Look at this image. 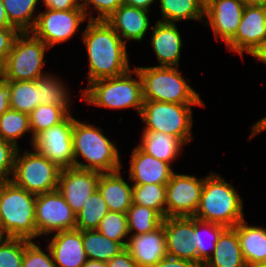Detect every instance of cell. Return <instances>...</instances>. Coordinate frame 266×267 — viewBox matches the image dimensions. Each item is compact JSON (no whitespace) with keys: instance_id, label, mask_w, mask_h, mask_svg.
Returning a JSON list of instances; mask_svg holds the SVG:
<instances>
[{"instance_id":"cell-48","label":"cell","mask_w":266,"mask_h":267,"mask_svg":"<svg viewBox=\"0 0 266 267\" xmlns=\"http://www.w3.org/2000/svg\"><path fill=\"white\" fill-rule=\"evenodd\" d=\"M155 0H124V4L140 9L150 11L149 7Z\"/></svg>"},{"instance_id":"cell-42","label":"cell","mask_w":266,"mask_h":267,"mask_svg":"<svg viewBox=\"0 0 266 267\" xmlns=\"http://www.w3.org/2000/svg\"><path fill=\"white\" fill-rule=\"evenodd\" d=\"M17 150L14 144L0 137V181L10 180Z\"/></svg>"},{"instance_id":"cell-2","label":"cell","mask_w":266,"mask_h":267,"mask_svg":"<svg viewBox=\"0 0 266 267\" xmlns=\"http://www.w3.org/2000/svg\"><path fill=\"white\" fill-rule=\"evenodd\" d=\"M72 140L74 167L101 173L121 169L118 147L103 134L100 127L80 122L73 117ZM81 157L84 159L82 162L78 161Z\"/></svg>"},{"instance_id":"cell-1","label":"cell","mask_w":266,"mask_h":267,"mask_svg":"<svg viewBox=\"0 0 266 267\" xmlns=\"http://www.w3.org/2000/svg\"><path fill=\"white\" fill-rule=\"evenodd\" d=\"M82 35L89 59L88 84L123 75L131 69L127 44L105 20H87Z\"/></svg>"},{"instance_id":"cell-4","label":"cell","mask_w":266,"mask_h":267,"mask_svg":"<svg viewBox=\"0 0 266 267\" xmlns=\"http://www.w3.org/2000/svg\"><path fill=\"white\" fill-rule=\"evenodd\" d=\"M133 74L137 77H132ZM80 90L81 99L93 106L117 110L133 108L139 115L141 113L144 101L142 80L136 68L117 77L95 80Z\"/></svg>"},{"instance_id":"cell-26","label":"cell","mask_w":266,"mask_h":267,"mask_svg":"<svg viewBox=\"0 0 266 267\" xmlns=\"http://www.w3.org/2000/svg\"><path fill=\"white\" fill-rule=\"evenodd\" d=\"M140 141L138 146L144 152L170 165L185 145L177 137L158 131H143Z\"/></svg>"},{"instance_id":"cell-7","label":"cell","mask_w":266,"mask_h":267,"mask_svg":"<svg viewBox=\"0 0 266 267\" xmlns=\"http://www.w3.org/2000/svg\"><path fill=\"white\" fill-rule=\"evenodd\" d=\"M205 104H178L144 100L140 118L145 123L143 131H158L173 135L184 144L192 141L193 116L191 107Z\"/></svg>"},{"instance_id":"cell-10","label":"cell","mask_w":266,"mask_h":267,"mask_svg":"<svg viewBox=\"0 0 266 267\" xmlns=\"http://www.w3.org/2000/svg\"><path fill=\"white\" fill-rule=\"evenodd\" d=\"M37 15L31 33L42 40L50 49L54 45L70 40L80 28V23L87 20L83 9H45Z\"/></svg>"},{"instance_id":"cell-20","label":"cell","mask_w":266,"mask_h":267,"mask_svg":"<svg viewBox=\"0 0 266 267\" xmlns=\"http://www.w3.org/2000/svg\"><path fill=\"white\" fill-rule=\"evenodd\" d=\"M151 46L156 54L160 65L157 67H179L181 56V47L183 40L176 26V23L156 21L154 26L150 27Z\"/></svg>"},{"instance_id":"cell-21","label":"cell","mask_w":266,"mask_h":267,"mask_svg":"<svg viewBox=\"0 0 266 267\" xmlns=\"http://www.w3.org/2000/svg\"><path fill=\"white\" fill-rule=\"evenodd\" d=\"M48 247L56 267H83L87 261L83 248L82 231L65 230L56 232Z\"/></svg>"},{"instance_id":"cell-51","label":"cell","mask_w":266,"mask_h":267,"mask_svg":"<svg viewBox=\"0 0 266 267\" xmlns=\"http://www.w3.org/2000/svg\"><path fill=\"white\" fill-rule=\"evenodd\" d=\"M83 267H107L106 262L87 259Z\"/></svg>"},{"instance_id":"cell-55","label":"cell","mask_w":266,"mask_h":267,"mask_svg":"<svg viewBox=\"0 0 266 267\" xmlns=\"http://www.w3.org/2000/svg\"><path fill=\"white\" fill-rule=\"evenodd\" d=\"M205 9L213 0H197Z\"/></svg>"},{"instance_id":"cell-17","label":"cell","mask_w":266,"mask_h":267,"mask_svg":"<svg viewBox=\"0 0 266 267\" xmlns=\"http://www.w3.org/2000/svg\"><path fill=\"white\" fill-rule=\"evenodd\" d=\"M167 255L197 263L194 243V217H165Z\"/></svg>"},{"instance_id":"cell-52","label":"cell","mask_w":266,"mask_h":267,"mask_svg":"<svg viewBox=\"0 0 266 267\" xmlns=\"http://www.w3.org/2000/svg\"><path fill=\"white\" fill-rule=\"evenodd\" d=\"M254 57L266 64V42L262 46V48L254 55Z\"/></svg>"},{"instance_id":"cell-22","label":"cell","mask_w":266,"mask_h":267,"mask_svg":"<svg viewBox=\"0 0 266 267\" xmlns=\"http://www.w3.org/2000/svg\"><path fill=\"white\" fill-rule=\"evenodd\" d=\"M147 10L122 4L105 21L126 44L130 40L142 41L150 22Z\"/></svg>"},{"instance_id":"cell-38","label":"cell","mask_w":266,"mask_h":267,"mask_svg":"<svg viewBox=\"0 0 266 267\" xmlns=\"http://www.w3.org/2000/svg\"><path fill=\"white\" fill-rule=\"evenodd\" d=\"M97 230L105 237L120 242L126 247L127 241L125 238L128 240L129 237L127 214L109 211L100 221Z\"/></svg>"},{"instance_id":"cell-5","label":"cell","mask_w":266,"mask_h":267,"mask_svg":"<svg viewBox=\"0 0 266 267\" xmlns=\"http://www.w3.org/2000/svg\"><path fill=\"white\" fill-rule=\"evenodd\" d=\"M36 196L11 180L0 181V226L7 238L32 241L37 237Z\"/></svg>"},{"instance_id":"cell-30","label":"cell","mask_w":266,"mask_h":267,"mask_svg":"<svg viewBox=\"0 0 266 267\" xmlns=\"http://www.w3.org/2000/svg\"><path fill=\"white\" fill-rule=\"evenodd\" d=\"M10 24L20 33L31 32L38 15H35L39 0H2Z\"/></svg>"},{"instance_id":"cell-54","label":"cell","mask_w":266,"mask_h":267,"mask_svg":"<svg viewBox=\"0 0 266 267\" xmlns=\"http://www.w3.org/2000/svg\"><path fill=\"white\" fill-rule=\"evenodd\" d=\"M3 79H5V76H4V60H2L0 58V81H2Z\"/></svg>"},{"instance_id":"cell-40","label":"cell","mask_w":266,"mask_h":267,"mask_svg":"<svg viewBox=\"0 0 266 267\" xmlns=\"http://www.w3.org/2000/svg\"><path fill=\"white\" fill-rule=\"evenodd\" d=\"M47 249L48 254L40 248V245L30 241L24 250L22 267H56L48 246Z\"/></svg>"},{"instance_id":"cell-24","label":"cell","mask_w":266,"mask_h":267,"mask_svg":"<svg viewBox=\"0 0 266 267\" xmlns=\"http://www.w3.org/2000/svg\"><path fill=\"white\" fill-rule=\"evenodd\" d=\"M246 264L266 263V227L249 226L245 219L233 227Z\"/></svg>"},{"instance_id":"cell-53","label":"cell","mask_w":266,"mask_h":267,"mask_svg":"<svg viewBox=\"0 0 266 267\" xmlns=\"http://www.w3.org/2000/svg\"><path fill=\"white\" fill-rule=\"evenodd\" d=\"M245 5L266 6V0H242Z\"/></svg>"},{"instance_id":"cell-14","label":"cell","mask_w":266,"mask_h":267,"mask_svg":"<svg viewBox=\"0 0 266 267\" xmlns=\"http://www.w3.org/2000/svg\"><path fill=\"white\" fill-rule=\"evenodd\" d=\"M266 42V6L246 5L235 36L226 44L230 52L243 58L244 52L254 55Z\"/></svg>"},{"instance_id":"cell-39","label":"cell","mask_w":266,"mask_h":267,"mask_svg":"<svg viewBox=\"0 0 266 267\" xmlns=\"http://www.w3.org/2000/svg\"><path fill=\"white\" fill-rule=\"evenodd\" d=\"M30 240L6 238L0 244V267H22L24 250Z\"/></svg>"},{"instance_id":"cell-50","label":"cell","mask_w":266,"mask_h":267,"mask_svg":"<svg viewBox=\"0 0 266 267\" xmlns=\"http://www.w3.org/2000/svg\"><path fill=\"white\" fill-rule=\"evenodd\" d=\"M0 27H13L7 18L2 0H0Z\"/></svg>"},{"instance_id":"cell-45","label":"cell","mask_w":266,"mask_h":267,"mask_svg":"<svg viewBox=\"0 0 266 267\" xmlns=\"http://www.w3.org/2000/svg\"><path fill=\"white\" fill-rule=\"evenodd\" d=\"M106 264L107 267H139L126 249L115 255Z\"/></svg>"},{"instance_id":"cell-19","label":"cell","mask_w":266,"mask_h":267,"mask_svg":"<svg viewBox=\"0 0 266 267\" xmlns=\"http://www.w3.org/2000/svg\"><path fill=\"white\" fill-rule=\"evenodd\" d=\"M128 179L132 184H167L175 172L171 165L144 152L139 146L132 150Z\"/></svg>"},{"instance_id":"cell-35","label":"cell","mask_w":266,"mask_h":267,"mask_svg":"<svg viewBox=\"0 0 266 267\" xmlns=\"http://www.w3.org/2000/svg\"><path fill=\"white\" fill-rule=\"evenodd\" d=\"M109 212L106 202L96 190L87 198L83 208L76 214L77 230H96L100 221Z\"/></svg>"},{"instance_id":"cell-23","label":"cell","mask_w":266,"mask_h":267,"mask_svg":"<svg viewBox=\"0 0 266 267\" xmlns=\"http://www.w3.org/2000/svg\"><path fill=\"white\" fill-rule=\"evenodd\" d=\"M97 190L107 204L109 211L127 213L133 203L132 185L121 176V169L115 172L101 173Z\"/></svg>"},{"instance_id":"cell-18","label":"cell","mask_w":266,"mask_h":267,"mask_svg":"<svg viewBox=\"0 0 266 267\" xmlns=\"http://www.w3.org/2000/svg\"><path fill=\"white\" fill-rule=\"evenodd\" d=\"M125 249L139 267H154L167 256L163 224L152 232L130 235Z\"/></svg>"},{"instance_id":"cell-27","label":"cell","mask_w":266,"mask_h":267,"mask_svg":"<svg viewBox=\"0 0 266 267\" xmlns=\"http://www.w3.org/2000/svg\"><path fill=\"white\" fill-rule=\"evenodd\" d=\"M83 248L87 259L108 262L125 247L117 241L105 237L96 230L82 231Z\"/></svg>"},{"instance_id":"cell-34","label":"cell","mask_w":266,"mask_h":267,"mask_svg":"<svg viewBox=\"0 0 266 267\" xmlns=\"http://www.w3.org/2000/svg\"><path fill=\"white\" fill-rule=\"evenodd\" d=\"M129 235H139L154 231L162 225L163 217L154 209L134 204L127 210Z\"/></svg>"},{"instance_id":"cell-12","label":"cell","mask_w":266,"mask_h":267,"mask_svg":"<svg viewBox=\"0 0 266 267\" xmlns=\"http://www.w3.org/2000/svg\"><path fill=\"white\" fill-rule=\"evenodd\" d=\"M72 132L73 117L70 114L58 125L38 133L34 137L32 149L45 156L60 169L74 167Z\"/></svg>"},{"instance_id":"cell-41","label":"cell","mask_w":266,"mask_h":267,"mask_svg":"<svg viewBox=\"0 0 266 267\" xmlns=\"http://www.w3.org/2000/svg\"><path fill=\"white\" fill-rule=\"evenodd\" d=\"M80 7L84 10V13L88 20H106L113 12H115L122 4L124 0H80ZM93 5L94 11L98 12V16H92L90 12L87 11L88 8L91 9ZM91 15V16H90ZM90 16V17H89Z\"/></svg>"},{"instance_id":"cell-25","label":"cell","mask_w":266,"mask_h":267,"mask_svg":"<svg viewBox=\"0 0 266 267\" xmlns=\"http://www.w3.org/2000/svg\"><path fill=\"white\" fill-rule=\"evenodd\" d=\"M239 237L233 227H227L220 235L212 257L203 267H245Z\"/></svg>"},{"instance_id":"cell-31","label":"cell","mask_w":266,"mask_h":267,"mask_svg":"<svg viewBox=\"0 0 266 267\" xmlns=\"http://www.w3.org/2000/svg\"><path fill=\"white\" fill-rule=\"evenodd\" d=\"M10 109L30 114L39 105L35 81H7Z\"/></svg>"},{"instance_id":"cell-16","label":"cell","mask_w":266,"mask_h":267,"mask_svg":"<svg viewBox=\"0 0 266 267\" xmlns=\"http://www.w3.org/2000/svg\"><path fill=\"white\" fill-rule=\"evenodd\" d=\"M245 4L242 0H213L205 9L204 17L214 33L215 40L221 38L227 44L240 24Z\"/></svg>"},{"instance_id":"cell-3","label":"cell","mask_w":266,"mask_h":267,"mask_svg":"<svg viewBox=\"0 0 266 267\" xmlns=\"http://www.w3.org/2000/svg\"><path fill=\"white\" fill-rule=\"evenodd\" d=\"M243 200L235 187L220 174L210 173L204 177L200 203L194 218L235 227L244 219Z\"/></svg>"},{"instance_id":"cell-8","label":"cell","mask_w":266,"mask_h":267,"mask_svg":"<svg viewBox=\"0 0 266 267\" xmlns=\"http://www.w3.org/2000/svg\"><path fill=\"white\" fill-rule=\"evenodd\" d=\"M50 48L31 32H22L16 38L11 52L4 60L7 81H35L47 73L42 72L47 63L45 51Z\"/></svg>"},{"instance_id":"cell-13","label":"cell","mask_w":266,"mask_h":267,"mask_svg":"<svg viewBox=\"0 0 266 267\" xmlns=\"http://www.w3.org/2000/svg\"><path fill=\"white\" fill-rule=\"evenodd\" d=\"M204 178L173 173L166 184V217H194Z\"/></svg>"},{"instance_id":"cell-9","label":"cell","mask_w":266,"mask_h":267,"mask_svg":"<svg viewBox=\"0 0 266 267\" xmlns=\"http://www.w3.org/2000/svg\"><path fill=\"white\" fill-rule=\"evenodd\" d=\"M61 169L34 149L21 155L18 148L10 180L26 191L38 195L57 190Z\"/></svg>"},{"instance_id":"cell-56","label":"cell","mask_w":266,"mask_h":267,"mask_svg":"<svg viewBox=\"0 0 266 267\" xmlns=\"http://www.w3.org/2000/svg\"><path fill=\"white\" fill-rule=\"evenodd\" d=\"M7 238L6 234L2 230V227L0 226V244Z\"/></svg>"},{"instance_id":"cell-47","label":"cell","mask_w":266,"mask_h":267,"mask_svg":"<svg viewBox=\"0 0 266 267\" xmlns=\"http://www.w3.org/2000/svg\"><path fill=\"white\" fill-rule=\"evenodd\" d=\"M10 109L9 104V89L6 79L0 81V116Z\"/></svg>"},{"instance_id":"cell-49","label":"cell","mask_w":266,"mask_h":267,"mask_svg":"<svg viewBox=\"0 0 266 267\" xmlns=\"http://www.w3.org/2000/svg\"><path fill=\"white\" fill-rule=\"evenodd\" d=\"M251 127L252 132L249 135V139L266 130V116L258 120L255 124H252Z\"/></svg>"},{"instance_id":"cell-36","label":"cell","mask_w":266,"mask_h":267,"mask_svg":"<svg viewBox=\"0 0 266 267\" xmlns=\"http://www.w3.org/2000/svg\"><path fill=\"white\" fill-rule=\"evenodd\" d=\"M132 199L134 204L152 208L166 217V184H133Z\"/></svg>"},{"instance_id":"cell-33","label":"cell","mask_w":266,"mask_h":267,"mask_svg":"<svg viewBox=\"0 0 266 267\" xmlns=\"http://www.w3.org/2000/svg\"><path fill=\"white\" fill-rule=\"evenodd\" d=\"M61 81L58 77L53 76V74H46L36 80V87L39 89V105L51 104L70 109L71 93L65 87L64 82Z\"/></svg>"},{"instance_id":"cell-37","label":"cell","mask_w":266,"mask_h":267,"mask_svg":"<svg viewBox=\"0 0 266 267\" xmlns=\"http://www.w3.org/2000/svg\"><path fill=\"white\" fill-rule=\"evenodd\" d=\"M28 132L31 133L29 114L9 109L0 116V137L17 148L18 139Z\"/></svg>"},{"instance_id":"cell-44","label":"cell","mask_w":266,"mask_h":267,"mask_svg":"<svg viewBox=\"0 0 266 267\" xmlns=\"http://www.w3.org/2000/svg\"><path fill=\"white\" fill-rule=\"evenodd\" d=\"M43 2V3H42ZM79 0H42L41 3L46 9L53 10H71L82 9L79 5Z\"/></svg>"},{"instance_id":"cell-28","label":"cell","mask_w":266,"mask_h":267,"mask_svg":"<svg viewBox=\"0 0 266 267\" xmlns=\"http://www.w3.org/2000/svg\"><path fill=\"white\" fill-rule=\"evenodd\" d=\"M226 228V226L218 223L206 222L194 218V243H192V245L196 248L197 263L204 266L212 257L216 243L221 233ZM208 241H210V243H208ZM208 249H210V251Z\"/></svg>"},{"instance_id":"cell-57","label":"cell","mask_w":266,"mask_h":267,"mask_svg":"<svg viewBox=\"0 0 266 267\" xmlns=\"http://www.w3.org/2000/svg\"><path fill=\"white\" fill-rule=\"evenodd\" d=\"M245 267H266V263L246 264Z\"/></svg>"},{"instance_id":"cell-6","label":"cell","mask_w":266,"mask_h":267,"mask_svg":"<svg viewBox=\"0 0 266 267\" xmlns=\"http://www.w3.org/2000/svg\"><path fill=\"white\" fill-rule=\"evenodd\" d=\"M142 80L143 100L178 104H204L178 71L179 67H135Z\"/></svg>"},{"instance_id":"cell-15","label":"cell","mask_w":266,"mask_h":267,"mask_svg":"<svg viewBox=\"0 0 266 267\" xmlns=\"http://www.w3.org/2000/svg\"><path fill=\"white\" fill-rule=\"evenodd\" d=\"M100 174L96 170L77 167L61 169L57 190L76 214L97 190Z\"/></svg>"},{"instance_id":"cell-11","label":"cell","mask_w":266,"mask_h":267,"mask_svg":"<svg viewBox=\"0 0 266 267\" xmlns=\"http://www.w3.org/2000/svg\"><path fill=\"white\" fill-rule=\"evenodd\" d=\"M37 237L76 228V213L58 190L38 194L35 202Z\"/></svg>"},{"instance_id":"cell-46","label":"cell","mask_w":266,"mask_h":267,"mask_svg":"<svg viewBox=\"0 0 266 267\" xmlns=\"http://www.w3.org/2000/svg\"><path fill=\"white\" fill-rule=\"evenodd\" d=\"M154 267H203L199 263L190 260L179 259L171 256H166L161 259Z\"/></svg>"},{"instance_id":"cell-29","label":"cell","mask_w":266,"mask_h":267,"mask_svg":"<svg viewBox=\"0 0 266 267\" xmlns=\"http://www.w3.org/2000/svg\"><path fill=\"white\" fill-rule=\"evenodd\" d=\"M162 18L159 21L177 23L182 20L204 22V8L197 0H159Z\"/></svg>"},{"instance_id":"cell-43","label":"cell","mask_w":266,"mask_h":267,"mask_svg":"<svg viewBox=\"0 0 266 267\" xmlns=\"http://www.w3.org/2000/svg\"><path fill=\"white\" fill-rule=\"evenodd\" d=\"M20 32L14 27H0V58L5 60L12 50L15 38Z\"/></svg>"},{"instance_id":"cell-32","label":"cell","mask_w":266,"mask_h":267,"mask_svg":"<svg viewBox=\"0 0 266 267\" xmlns=\"http://www.w3.org/2000/svg\"><path fill=\"white\" fill-rule=\"evenodd\" d=\"M71 113L68 107H61L58 105L42 104L38 105L29 114V124L31 130V145L34 137L52 126L63 122Z\"/></svg>"}]
</instances>
